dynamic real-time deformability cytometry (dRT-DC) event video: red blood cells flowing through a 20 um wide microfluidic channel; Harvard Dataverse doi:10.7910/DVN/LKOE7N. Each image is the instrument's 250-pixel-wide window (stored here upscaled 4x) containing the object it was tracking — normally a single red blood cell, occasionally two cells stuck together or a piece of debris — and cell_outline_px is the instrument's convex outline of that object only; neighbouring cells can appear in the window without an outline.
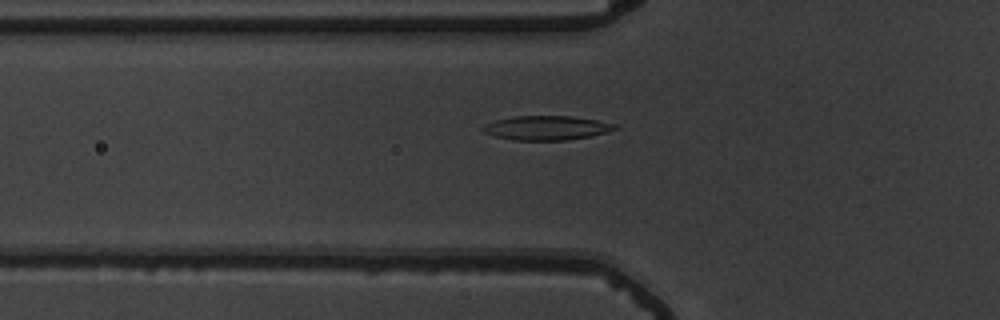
{"species": "common noctule bat (a hibernating species)", "species_latin": "Nyctalus noctula", "temperature_condition": "warm", "stored_images_in_passage": 37, "camera_frame_rate_fps": 3000, "um_per_image_px": 0.085, "animal": {"sex": "male", "body_mass_g": 19.5, "forearm_length_mm": 54.6}, "frame": {"image": 1, "passage_image": 6, "time_ms": 1.667, "image_size_px": [1000, 320], "cell_outline_px": [[620, 128], [588, 136], [568, 140], [512, 140], [492, 136], [484, 132], [480, 128], [484, 124], [496, 120], [512, 116], [572, 116], [596, 120], [616, 124]], "centroid_in_image_um": [46.4, 10.87], "position_along_channel_um": 79.4, "area_um2": 18.67}}
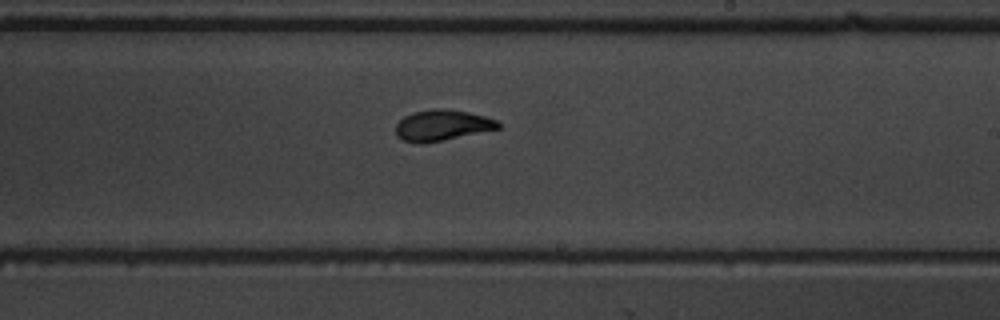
{"frame": {"image": 2, "passage_image": 20, "time_ms": 6.333, "image_size_px": [1000, 320], "cell_outline_px": [[500, 128], [444, 140], [420, 144], [416, 144], [404, 140], [396, 136], [396, 124], [404, 116], [412, 112], [432, 108], [444, 108], [468, 112], [484, 116], [496, 120], [500, 124]], "centroid_in_image_um": [37.54, 10.65], "position_along_channel_um": 251.5, "area_um2": 18.5}}
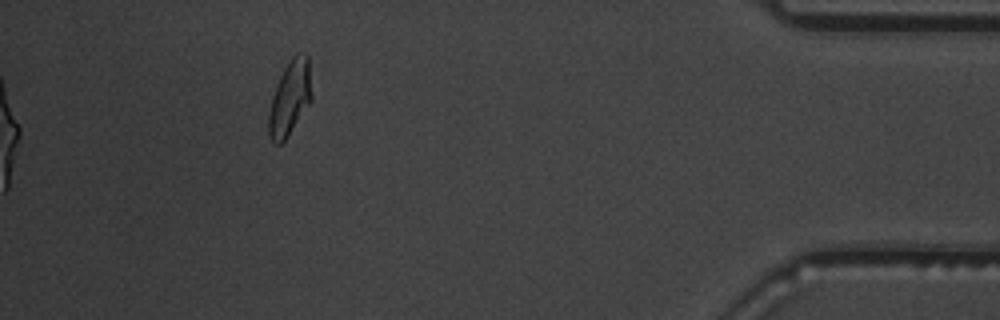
{"frame": {"image": 3, "passage_image": 37, "time_ms": 12.0, "image_size_px": [1000, 320], "cell_outline_px": [[312, 100], [288, 136], [280, 144], [276, 144], [272, 140], [268, 132], [268, 112], [272, 96], [276, 84], [284, 68], [292, 56], [296, 52], [304, 52], [308, 56], [312, 96]], "centroid_in_image_um": [24.64, 8.3], "position_along_channel_um": 410.6, "area_um2": 18.84}, "authors_computed_cell_mechanics": {"area_um2": 18.3804, "velocity_mm_per_s": 3.6831, "shape_relaxation_time_tau1_ms": 3.7769, "shape_relaxation_time_tau2_ms": 1.203, "deformation_change_tau1": 0.1739, "deformation_change_tau2": 0.0702}}